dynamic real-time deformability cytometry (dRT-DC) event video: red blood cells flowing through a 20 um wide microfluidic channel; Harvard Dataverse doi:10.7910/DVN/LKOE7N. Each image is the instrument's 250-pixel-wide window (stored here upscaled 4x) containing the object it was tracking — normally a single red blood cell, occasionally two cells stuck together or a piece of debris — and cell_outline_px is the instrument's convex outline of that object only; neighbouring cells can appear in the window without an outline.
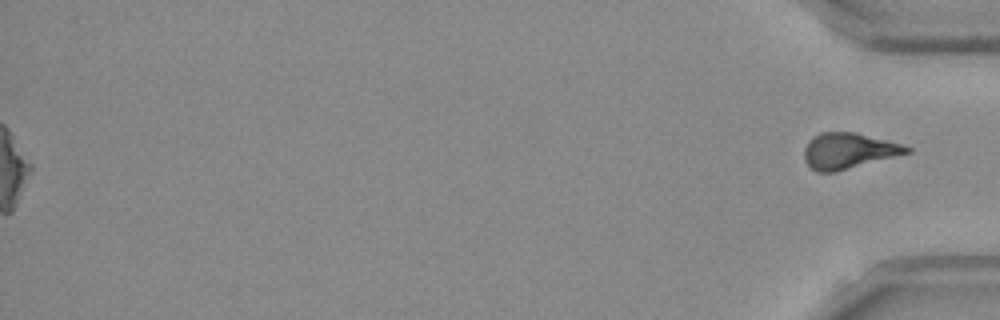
{"species": "Egyptian fruit bat (a non-hibernating species)", "species_latin": "Rousettus aegyptiacus", "temperature_condition": "room temperature", "stored_images_in_passage": 39, "camera_frame_rate_fps": 3000, "um_per_image_px": 0.085, "frame": {"image": 1, "passage_image": 39, "time_ms": 12.667, "image_size_px": [1000, 320], "cell_outline_px": [[912, 152], [836, 172], [816, 172], [804, 160], [804, 148], [808, 140], [812, 136], [820, 132], [856, 132], [900, 144], [912, 148]], "centroid_in_image_um": [72.09, 12.82], "position_along_channel_um": 363.1, "area_um2": 21.44}, "authors_computed_cell_mechanics": {"area_um2": 20.7502, "velocity_mm_per_s": 3.8421, "shape_relaxation_time_tau1_ms": null, "shape_relaxation_time_tau2_ms": 7.8781, "deformation_change_tau1": null, "deformation_change_tau2": 0.2276}}